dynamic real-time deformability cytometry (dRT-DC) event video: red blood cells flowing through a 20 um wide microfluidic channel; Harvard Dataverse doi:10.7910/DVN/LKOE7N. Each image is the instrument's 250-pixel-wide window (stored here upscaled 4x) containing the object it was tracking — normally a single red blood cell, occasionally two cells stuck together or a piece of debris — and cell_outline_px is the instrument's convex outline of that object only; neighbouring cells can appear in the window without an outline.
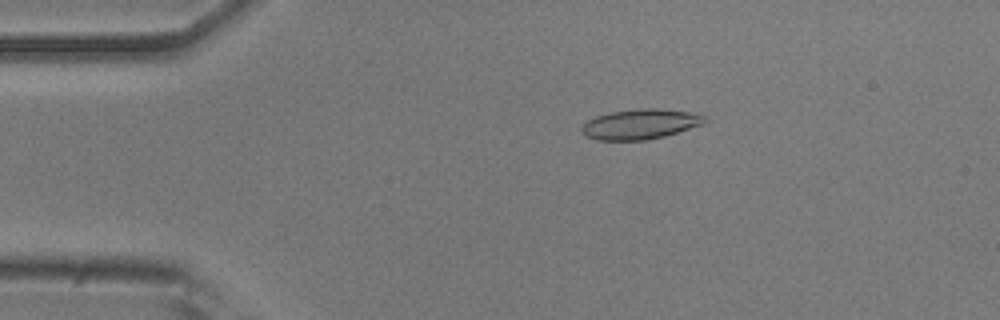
{"species": "common noctule bat (a hibernating species)", "species_latin": "Nyctalus noctula", "temperature_condition": "room temperature", "stored_images_in_passage": 46, "camera_frame_rate_fps": 3000, "um_per_image_px": 0.085, "animal": {"sex": "male", "body_mass_g": 20.5, "forearm_length_mm": 52.5}, "frame": {"image": 1, "passage_image": 2, "time_ms": 0.333, "image_size_px": [1000, 320], "cell_outline_px": [[708, 120], [704, 124], [664, 136], [648, 140], [596, 140], [584, 136], [580, 132], [580, 128], [588, 120], [596, 116], [608, 112], [640, 108], [660, 108], [688, 112], [704, 116]], "centroid_in_image_um": [54.38, 10.55], "position_along_channel_um": 30.6, "area_um2": 21.73}}
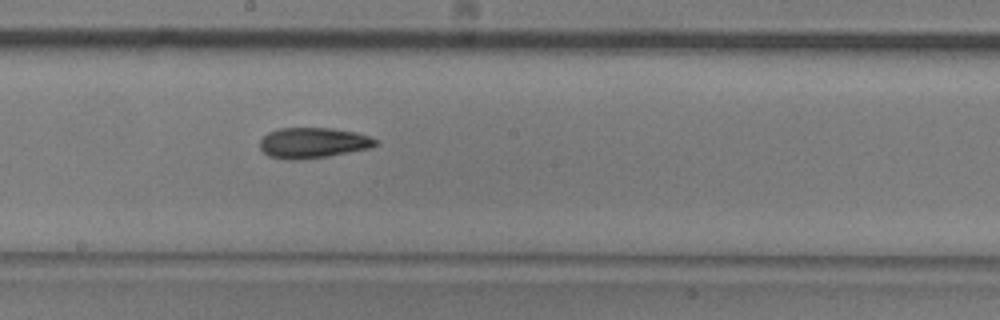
{"frame": {"image": 2, "passage_image": 21, "time_ms": 6.667, "image_size_px": [1000, 320], "cell_outline_px": [[380, 140], [372, 148], [328, 156], [296, 160], [284, 160], [268, 156], [260, 148], [260, 140], [268, 132], [280, 128], [332, 128], [356, 132]], "centroid_in_image_um": [26.61, 12.14], "position_along_channel_um": 221.6, "area_um2": 20.75}}
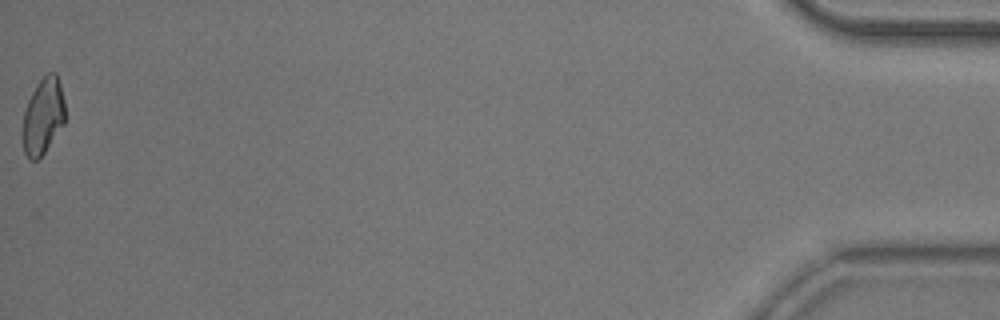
{"frame": {"image": 3, "passage_image": 46, "time_ms": 15.0, "image_size_px": [1000, 320], "cell_outline_px": [[64, 124], [44, 152], [36, 160], [28, 160], [24, 152], [20, 136], [20, 132], [24, 112], [28, 100], [36, 84], [48, 72], [56, 72], [60, 84], [64, 100]], "centroid_in_image_um": [3.62, 9.9], "position_along_channel_um": 431.6, "area_um2": 19.13}, "authors_computed_cell_mechanics": {"area_um2": 20.2011, "velocity_mm_per_s": 3.7322, "shape_relaxation_time_tau1_ms": null, "shape_relaxation_time_tau2_ms": 7.5553, "deformation_change_tau1": null, "deformation_change_tau2": 0.1634}}